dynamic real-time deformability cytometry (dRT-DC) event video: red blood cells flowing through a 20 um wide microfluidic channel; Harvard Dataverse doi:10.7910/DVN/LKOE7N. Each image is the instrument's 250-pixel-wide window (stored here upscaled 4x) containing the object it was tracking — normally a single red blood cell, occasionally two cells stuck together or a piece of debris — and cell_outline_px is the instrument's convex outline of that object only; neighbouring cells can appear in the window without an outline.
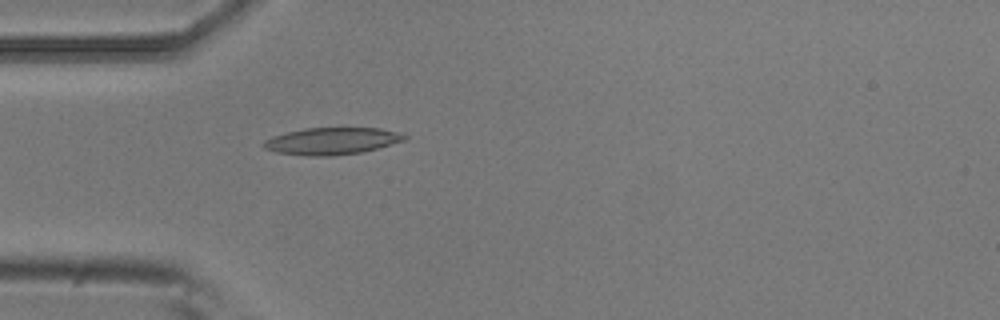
{"species": "common noctule bat (a hibernating species)", "species_latin": "Nyctalus noctula", "temperature_condition": "room temperature", "stored_images_in_passage": 2, "camera_frame_rate_fps": 3000, "um_per_image_px": 0.085, "animal": {"sex": "male", "body_mass_g": 20.5, "forearm_length_mm": 52.5}, "frame": {"image": 1, "passage_image": 2, "time_ms": 0.333, "image_size_px": [1000, 320], "cell_outline_px": [[408, 136], [404, 140], [376, 148], [360, 152], [328, 156], [312, 156], [276, 152], [264, 148], [260, 144], [264, 140], [272, 136], [304, 128], [380, 128], [396, 132]], "centroid_in_image_um": [28.14, 11.98], "position_along_channel_um": 56.9, "area_um2": 21.85}}